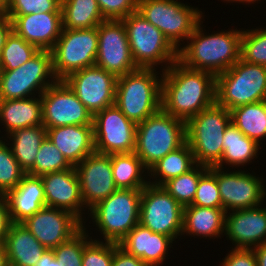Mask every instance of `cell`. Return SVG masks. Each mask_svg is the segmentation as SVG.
<instances>
[{
  "label": "cell",
  "instance_id": "f1b7e54d",
  "mask_svg": "<svg viewBox=\"0 0 266 266\" xmlns=\"http://www.w3.org/2000/svg\"><path fill=\"white\" fill-rule=\"evenodd\" d=\"M3 245L9 263L17 266H35L47 250L22 223H11Z\"/></svg>",
  "mask_w": 266,
  "mask_h": 266
},
{
  "label": "cell",
  "instance_id": "ffe728a7",
  "mask_svg": "<svg viewBox=\"0 0 266 266\" xmlns=\"http://www.w3.org/2000/svg\"><path fill=\"white\" fill-rule=\"evenodd\" d=\"M265 203L257 207L226 213L224 236L227 241L230 240L232 243L230 248L254 249L266 243Z\"/></svg>",
  "mask_w": 266,
  "mask_h": 266
},
{
  "label": "cell",
  "instance_id": "e575fe53",
  "mask_svg": "<svg viewBox=\"0 0 266 266\" xmlns=\"http://www.w3.org/2000/svg\"><path fill=\"white\" fill-rule=\"evenodd\" d=\"M209 167L196 164L191 170L165 182L162 187L183 207L193 202L200 177Z\"/></svg>",
  "mask_w": 266,
  "mask_h": 266
},
{
  "label": "cell",
  "instance_id": "f546056e",
  "mask_svg": "<svg viewBox=\"0 0 266 266\" xmlns=\"http://www.w3.org/2000/svg\"><path fill=\"white\" fill-rule=\"evenodd\" d=\"M46 137L45 126L36 125L17 129L4 139L9 144L20 167L27 173L34 166L36 155Z\"/></svg>",
  "mask_w": 266,
  "mask_h": 266
},
{
  "label": "cell",
  "instance_id": "d6986e66",
  "mask_svg": "<svg viewBox=\"0 0 266 266\" xmlns=\"http://www.w3.org/2000/svg\"><path fill=\"white\" fill-rule=\"evenodd\" d=\"M84 207L89 210L118 188L112 174L111 155L94 151L75 166Z\"/></svg>",
  "mask_w": 266,
  "mask_h": 266
},
{
  "label": "cell",
  "instance_id": "4dcf8cb0",
  "mask_svg": "<svg viewBox=\"0 0 266 266\" xmlns=\"http://www.w3.org/2000/svg\"><path fill=\"white\" fill-rule=\"evenodd\" d=\"M195 165L193 152L186 142L177 150L165 155L148 169V183L162 186L170 179L188 172Z\"/></svg>",
  "mask_w": 266,
  "mask_h": 266
},
{
  "label": "cell",
  "instance_id": "9a60e30c",
  "mask_svg": "<svg viewBox=\"0 0 266 266\" xmlns=\"http://www.w3.org/2000/svg\"><path fill=\"white\" fill-rule=\"evenodd\" d=\"M45 128L93 125V115L63 81L57 80L41 94Z\"/></svg>",
  "mask_w": 266,
  "mask_h": 266
},
{
  "label": "cell",
  "instance_id": "30bf717a",
  "mask_svg": "<svg viewBox=\"0 0 266 266\" xmlns=\"http://www.w3.org/2000/svg\"><path fill=\"white\" fill-rule=\"evenodd\" d=\"M56 81L51 51L39 50L20 67L0 70V100L39 96Z\"/></svg>",
  "mask_w": 266,
  "mask_h": 266
},
{
  "label": "cell",
  "instance_id": "9f6ffc18",
  "mask_svg": "<svg viewBox=\"0 0 266 266\" xmlns=\"http://www.w3.org/2000/svg\"><path fill=\"white\" fill-rule=\"evenodd\" d=\"M7 266H17V265H14V264H12V263H9Z\"/></svg>",
  "mask_w": 266,
  "mask_h": 266
},
{
  "label": "cell",
  "instance_id": "484cf974",
  "mask_svg": "<svg viewBox=\"0 0 266 266\" xmlns=\"http://www.w3.org/2000/svg\"><path fill=\"white\" fill-rule=\"evenodd\" d=\"M225 215L223 208L184 206L181 240L185 239V236L208 241L222 239L225 233Z\"/></svg>",
  "mask_w": 266,
  "mask_h": 266
},
{
  "label": "cell",
  "instance_id": "6da1fadb",
  "mask_svg": "<svg viewBox=\"0 0 266 266\" xmlns=\"http://www.w3.org/2000/svg\"><path fill=\"white\" fill-rule=\"evenodd\" d=\"M216 76L178 60L162 76L161 108L185 122L216 102Z\"/></svg>",
  "mask_w": 266,
  "mask_h": 266
},
{
  "label": "cell",
  "instance_id": "74e56055",
  "mask_svg": "<svg viewBox=\"0 0 266 266\" xmlns=\"http://www.w3.org/2000/svg\"><path fill=\"white\" fill-rule=\"evenodd\" d=\"M240 58L251 64L266 66V27L243 28Z\"/></svg>",
  "mask_w": 266,
  "mask_h": 266
},
{
  "label": "cell",
  "instance_id": "8d00e7d4",
  "mask_svg": "<svg viewBox=\"0 0 266 266\" xmlns=\"http://www.w3.org/2000/svg\"><path fill=\"white\" fill-rule=\"evenodd\" d=\"M60 150L46 137L36 155L34 166L27 172L33 176L73 168Z\"/></svg>",
  "mask_w": 266,
  "mask_h": 266
},
{
  "label": "cell",
  "instance_id": "f5cc1de1",
  "mask_svg": "<svg viewBox=\"0 0 266 266\" xmlns=\"http://www.w3.org/2000/svg\"><path fill=\"white\" fill-rule=\"evenodd\" d=\"M10 0H0V12H4L8 7Z\"/></svg>",
  "mask_w": 266,
  "mask_h": 266
},
{
  "label": "cell",
  "instance_id": "cb8c5ba5",
  "mask_svg": "<svg viewBox=\"0 0 266 266\" xmlns=\"http://www.w3.org/2000/svg\"><path fill=\"white\" fill-rule=\"evenodd\" d=\"M46 131L47 137L74 167L95 151L93 125L59 126Z\"/></svg>",
  "mask_w": 266,
  "mask_h": 266
},
{
  "label": "cell",
  "instance_id": "5bb4252c",
  "mask_svg": "<svg viewBox=\"0 0 266 266\" xmlns=\"http://www.w3.org/2000/svg\"><path fill=\"white\" fill-rule=\"evenodd\" d=\"M95 151L102 154L132 153L136 127L114 104L93 116Z\"/></svg>",
  "mask_w": 266,
  "mask_h": 266
},
{
  "label": "cell",
  "instance_id": "83f0119b",
  "mask_svg": "<svg viewBox=\"0 0 266 266\" xmlns=\"http://www.w3.org/2000/svg\"><path fill=\"white\" fill-rule=\"evenodd\" d=\"M223 154L216 165L219 168L240 169L256 162L261 146L245 136L232 122L227 126L223 135ZM255 160V161H254ZM225 165V167H224Z\"/></svg>",
  "mask_w": 266,
  "mask_h": 266
},
{
  "label": "cell",
  "instance_id": "f6af8a7d",
  "mask_svg": "<svg viewBox=\"0 0 266 266\" xmlns=\"http://www.w3.org/2000/svg\"><path fill=\"white\" fill-rule=\"evenodd\" d=\"M230 249L222 261L220 260L219 266H257L253 249Z\"/></svg>",
  "mask_w": 266,
  "mask_h": 266
},
{
  "label": "cell",
  "instance_id": "603a6c76",
  "mask_svg": "<svg viewBox=\"0 0 266 266\" xmlns=\"http://www.w3.org/2000/svg\"><path fill=\"white\" fill-rule=\"evenodd\" d=\"M174 243L177 244L171 237L154 233L138 223L118 245L128 254L140 258L147 266H162L169 259L168 254L171 248L174 249Z\"/></svg>",
  "mask_w": 266,
  "mask_h": 266
},
{
  "label": "cell",
  "instance_id": "3957f363",
  "mask_svg": "<svg viewBox=\"0 0 266 266\" xmlns=\"http://www.w3.org/2000/svg\"><path fill=\"white\" fill-rule=\"evenodd\" d=\"M141 192L142 189H117L89 209L83 225L90 220L88 224L92 223L95 226L96 235L101 234L93 236L89 233L90 237L98 241L119 244L139 223Z\"/></svg>",
  "mask_w": 266,
  "mask_h": 266
},
{
  "label": "cell",
  "instance_id": "e0dca14e",
  "mask_svg": "<svg viewBox=\"0 0 266 266\" xmlns=\"http://www.w3.org/2000/svg\"><path fill=\"white\" fill-rule=\"evenodd\" d=\"M96 66L116 77L137 70L122 20H104L98 25Z\"/></svg>",
  "mask_w": 266,
  "mask_h": 266
},
{
  "label": "cell",
  "instance_id": "ac0fdd59",
  "mask_svg": "<svg viewBox=\"0 0 266 266\" xmlns=\"http://www.w3.org/2000/svg\"><path fill=\"white\" fill-rule=\"evenodd\" d=\"M47 249L69 240L83 223L69 211L45 206L21 222Z\"/></svg>",
  "mask_w": 266,
  "mask_h": 266
},
{
  "label": "cell",
  "instance_id": "1f68e13d",
  "mask_svg": "<svg viewBox=\"0 0 266 266\" xmlns=\"http://www.w3.org/2000/svg\"><path fill=\"white\" fill-rule=\"evenodd\" d=\"M111 166L118 189H143L148 184V169L134 152L111 154Z\"/></svg>",
  "mask_w": 266,
  "mask_h": 266
},
{
  "label": "cell",
  "instance_id": "60d3db41",
  "mask_svg": "<svg viewBox=\"0 0 266 266\" xmlns=\"http://www.w3.org/2000/svg\"><path fill=\"white\" fill-rule=\"evenodd\" d=\"M190 205L222 208L216 172L211 167L200 177L195 197Z\"/></svg>",
  "mask_w": 266,
  "mask_h": 266
},
{
  "label": "cell",
  "instance_id": "f35d334b",
  "mask_svg": "<svg viewBox=\"0 0 266 266\" xmlns=\"http://www.w3.org/2000/svg\"><path fill=\"white\" fill-rule=\"evenodd\" d=\"M26 172L13 156L9 144L0 138V195H6L22 180Z\"/></svg>",
  "mask_w": 266,
  "mask_h": 266
},
{
  "label": "cell",
  "instance_id": "bcb514c9",
  "mask_svg": "<svg viewBox=\"0 0 266 266\" xmlns=\"http://www.w3.org/2000/svg\"><path fill=\"white\" fill-rule=\"evenodd\" d=\"M111 266H147L140 258L128 254L117 243H114V254Z\"/></svg>",
  "mask_w": 266,
  "mask_h": 266
},
{
  "label": "cell",
  "instance_id": "ba28073f",
  "mask_svg": "<svg viewBox=\"0 0 266 266\" xmlns=\"http://www.w3.org/2000/svg\"><path fill=\"white\" fill-rule=\"evenodd\" d=\"M216 103L229 111L249 103L266 100V66L241 58L216 76Z\"/></svg>",
  "mask_w": 266,
  "mask_h": 266
},
{
  "label": "cell",
  "instance_id": "52a82bcc",
  "mask_svg": "<svg viewBox=\"0 0 266 266\" xmlns=\"http://www.w3.org/2000/svg\"><path fill=\"white\" fill-rule=\"evenodd\" d=\"M230 123V111L216 102L185 122L186 142L196 164L212 167L221 161L223 135Z\"/></svg>",
  "mask_w": 266,
  "mask_h": 266
},
{
  "label": "cell",
  "instance_id": "44dd1931",
  "mask_svg": "<svg viewBox=\"0 0 266 266\" xmlns=\"http://www.w3.org/2000/svg\"><path fill=\"white\" fill-rule=\"evenodd\" d=\"M40 177L44 187L46 206L69 211L84 223L88 210L84 207L75 167L46 173Z\"/></svg>",
  "mask_w": 266,
  "mask_h": 266
},
{
  "label": "cell",
  "instance_id": "277c9868",
  "mask_svg": "<svg viewBox=\"0 0 266 266\" xmlns=\"http://www.w3.org/2000/svg\"><path fill=\"white\" fill-rule=\"evenodd\" d=\"M163 72L143 69L117 77L115 105L136 125L161 109Z\"/></svg>",
  "mask_w": 266,
  "mask_h": 266
},
{
  "label": "cell",
  "instance_id": "4fadbf2b",
  "mask_svg": "<svg viewBox=\"0 0 266 266\" xmlns=\"http://www.w3.org/2000/svg\"><path fill=\"white\" fill-rule=\"evenodd\" d=\"M216 172V180L222 200V208L227 212L248 209L263 204L266 199V179L247 168L231 171L217 166L211 167ZM260 176V177H259Z\"/></svg>",
  "mask_w": 266,
  "mask_h": 266
},
{
  "label": "cell",
  "instance_id": "7c38bea8",
  "mask_svg": "<svg viewBox=\"0 0 266 266\" xmlns=\"http://www.w3.org/2000/svg\"><path fill=\"white\" fill-rule=\"evenodd\" d=\"M183 209L162 186L148 183L141 192L139 223L178 242L183 229Z\"/></svg>",
  "mask_w": 266,
  "mask_h": 266
},
{
  "label": "cell",
  "instance_id": "8fae6325",
  "mask_svg": "<svg viewBox=\"0 0 266 266\" xmlns=\"http://www.w3.org/2000/svg\"><path fill=\"white\" fill-rule=\"evenodd\" d=\"M57 80L95 65L98 52V26L88 29H62L50 50Z\"/></svg>",
  "mask_w": 266,
  "mask_h": 266
},
{
  "label": "cell",
  "instance_id": "ab89813d",
  "mask_svg": "<svg viewBox=\"0 0 266 266\" xmlns=\"http://www.w3.org/2000/svg\"><path fill=\"white\" fill-rule=\"evenodd\" d=\"M86 227L83 225L69 240L53 249L58 266H82L84 246L92 239L88 233L91 230Z\"/></svg>",
  "mask_w": 266,
  "mask_h": 266
},
{
  "label": "cell",
  "instance_id": "d4e9b609",
  "mask_svg": "<svg viewBox=\"0 0 266 266\" xmlns=\"http://www.w3.org/2000/svg\"><path fill=\"white\" fill-rule=\"evenodd\" d=\"M5 198L12 223H21L46 206L41 177L28 173L13 190L5 195Z\"/></svg>",
  "mask_w": 266,
  "mask_h": 266
},
{
  "label": "cell",
  "instance_id": "7a4b0ae2",
  "mask_svg": "<svg viewBox=\"0 0 266 266\" xmlns=\"http://www.w3.org/2000/svg\"><path fill=\"white\" fill-rule=\"evenodd\" d=\"M204 17L187 41L178 49V61L185 67L207 71L215 76L227 71L240 60L243 28L205 32Z\"/></svg>",
  "mask_w": 266,
  "mask_h": 266
},
{
  "label": "cell",
  "instance_id": "681fc988",
  "mask_svg": "<svg viewBox=\"0 0 266 266\" xmlns=\"http://www.w3.org/2000/svg\"><path fill=\"white\" fill-rule=\"evenodd\" d=\"M35 266H58L53 249H47Z\"/></svg>",
  "mask_w": 266,
  "mask_h": 266
},
{
  "label": "cell",
  "instance_id": "f907efd6",
  "mask_svg": "<svg viewBox=\"0 0 266 266\" xmlns=\"http://www.w3.org/2000/svg\"><path fill=\"white\" fill-rule=\"evenodd\" d=\"M257 266H266V243H263L254 249Z\"/></svg>",
  "mask_w": 266,
  "mask_h": 266
},
{
  "label": "cell",
  "instance_id": "c3c4849f",
  "mask_svg": "<svg viewBox=\"0 0 266 266\" xmlns=\"http://www.w3.org/2000/svg\"><path fill=\"white\" fill-rule=\"evenodd\" d=\"M11 31L12 21L4 12H0V54L2 48L4 47L6 37L10 34Z\"/></svg>",
  "mask_w": 266,
  "mask_h": 266
},
{
  "label": "cell",
  "instance_id": "7bdbcfd3",
  "mask_svg": "<svg viewBox=\"0 0 266 266\" xmlns=\"http://www.w3.org/2000/svg\"><path fill=\"white\" fill-rule=\"evenodd\" d=\"M39 12H61V0H10L6 15H26Z\"/></svg>",
  "mask_w": 266,
  "mask_h": 266
},
{
  "label": "cell",
  "instance_id": "4316f807",
  "mask_svg": "<svg viewBox=\"0 0 266 266\" xmlns=\"http://www.w3.org/2000/svg\"><path fill=\"white\" fill-rule=\"evenodd\" d=\"M0 138L17 129L43 125L41 95L30 98L0 100ZM3 129H5L3 131Z\"/></svg>",
  "mask_w": 266,
  "mask_h": 266
},
{
  "label": "cell",
  "instance_id": "2e32d148",
  "mask_svg": "<svg viewBox=\"0 0 266 266\" xmlns=\"http://www.w3.org/2000/svg\"><path fill=\"white\" fill-rule=\"evenodd\" d=\"M63 81L94 116L115 104L117 77L96 65L68 75Z\"/></svg>",
  "mask_w": 266,
  "mask_h": 266
},
{
  "label": "cell",
  "instance_id": "5b68a950",
  "mask_svg": "<svg viewBox=\"0 0 266 266\" xmlns=\"http://www.w3.org/2000/svg\"><path fill=\"white\" fill-rule=\"evenodd\" d=\"M186 143L185 121L162 108L137 124L134 153L149 169L165 155Z\"/></svg>",
  "mask_w": 266,
  "mask_h": 266
},
{
  "label": "cell",
  "instance_id": "db71d44e",
  "mask_svg": "<svg viewBox=\"0 0 266 266\" xmlns=\"http://www.w3.org/2000/svg\"><path fill=\"white\" fill-rule=\"evenodd\" d=\"M261 0H242V5H246V6H248V5H254L255 3H261L260 2Z\"/></svg>",
  "mask_w": 266,
  "mask_h": 266
},
{
  "label": "cell",
  "instance_id": "7dc6e473",
  "mask_svg": "<svg viewBox=\"0 0 266 266\" xmlns=\"http://www.w3.org/2000/svg\"><path fill=\"white\" fill-rule=\"evenodd\" d=\"M11 223L7 200L0 195V245L4 244Z\"/></svg>",
  "mask_w": 266,
  "mask_h": 266
},
{
  "label": "cell",
  "instance_id": "816d5d0a",
  "mask_svg": "<svg viewBox=\"0 0 266 266\" xmlns=\"http://www.w3.org/2000/svg\"><path fill=\"white\" fill-rule=\"evenodd\" d=\"M9 260L4 245H0V266H7Z\"/></svg>",
  "mask_w": 266,
  "mask_h": 266
},
{
  "label": "cell",
  "instance_id": "11a10c76",
  "mask_svg": "<svg viewBox=\"0 0 266 266\" xmlns=\"http://www.w3.org/2000/svg\"><path fill=\"white\" fill-rule=\"evenodd\" d=\"M221 1H223L224 3L226 2V4L229 3V5H231L230 3H235V4L237 3L240 6L242 4V0H221Z\"/></svg>",
  "mask_w": 266,
  "mask_h": 266
},
{
  "label": "cell",
  "instance_id": "d590c367",
  "mask_svg": "<svg viewBox=\"0 0 266 266\" xmlns=\"http://www.w3.org/2000/svg\"><path fill=\"white\" fill-rule=\"evenodd\" d=\"M38 51L35 45L26 42L12 30L6 37L0 54V70H13L20 67Z\"/></svg>",
  "mask_w": 266,
  "mask_h": 266
},
{
  "label": "cell",
  "instance_id": "9c48e42d",
  "mask_svg": "<svg viewBox=\"0 0 266 266\" xmlns=\"http://www.w3.org/2000/svg\"><path fill=\"white\" fill-rule=\"evenodd\" d=\"M137 12L179 49L205 12L180 0H138Z\"/></svg>",
  "mask_w": 266,
  "mask_h": 266
},
{
  "label": "cell",
  "instance_id": "836d02e7",
  "mask_svg": "<svg viewBox=\"0 0 266 266\" xmlns=\"http://www.w3.org/2000/svg\"><path fill=\"white\" fill-rule=\"evenodd\" d=\"M63 29H88L104 21L97 0H61Z\"/></svg>",
  "mask_w": 266,
  "mask_h": 266
},
{
  "label": "cell",
  "instance_id": "d6a6232c",
  "mask_svg": "<svg viewBox=\"0 0 266 266\" xmlns=\"http://www.w3.org/2000/svg\"><path fill=\"white\" fill-rule=\"evenodd\" d=\"M230 114L231 122L245 136L262 144L266 139V100L236 107Z\"/></svg>",
  "mask_w": 266,
  "mask_h": 266
},
{
  "label": "cell",
  "instance_id": "b9f144b4",
  "mask_svg": "<svg viewBox=\"0 0 266 266\" xmlns=\"http://www.w3.org/2000/svg\"><path fill=\"white\" fill-rule=\"evenodd\" d=\"M114 243L91 239L85 246L82 266H111Z\"/></svg>",
  "mask_w": 266,
  "mask_h": 266
},
{
  "label": "cell",
  "instance_id": "7402d4cb",
  "mask_svg": "<svg viewBox=\"0 0 266 266\" xmlns=\"http://www.w3.org/2000/svg\"><path fill=\"white\" fill-rule=\"evenodd\" d=\"M12 30L39 50L50 51L61 35L62 12H39L26 15H7Z\"/></svg>",
  "mask_w": 266,
  "mask_h": 266
},
{
  "label": "cell",
  "instance_id": "8992f818",
  "mask_svg": "<svg viewBox=\"0 0 266 266\" xmlns=\"http://www.w3.org/2000/svg\"><path fill=\"white\" fill-rule=\"evenodd\" d=\"M137 68L164 72L178 60V49L137 11L122 19ZM161 66V67H160Z\"/></svg>",
  "mask_w": 266,
  "mask_h": 266
},
{
  "label": "cell",
  "instance_id": "ee69618b",
  "mask_svg": "<svg viewBox=\"0 0 266 266\" xmlns=\"http://www.w3.org/2000/svg\"><path fill=\"white\" fill-rule=\"evenodd\" d=\"M104 20H122L137 11L138 0H97Z\"/></svg>",
  "mask_w": 266,
  "mask_h": 266
}]
</instances>
